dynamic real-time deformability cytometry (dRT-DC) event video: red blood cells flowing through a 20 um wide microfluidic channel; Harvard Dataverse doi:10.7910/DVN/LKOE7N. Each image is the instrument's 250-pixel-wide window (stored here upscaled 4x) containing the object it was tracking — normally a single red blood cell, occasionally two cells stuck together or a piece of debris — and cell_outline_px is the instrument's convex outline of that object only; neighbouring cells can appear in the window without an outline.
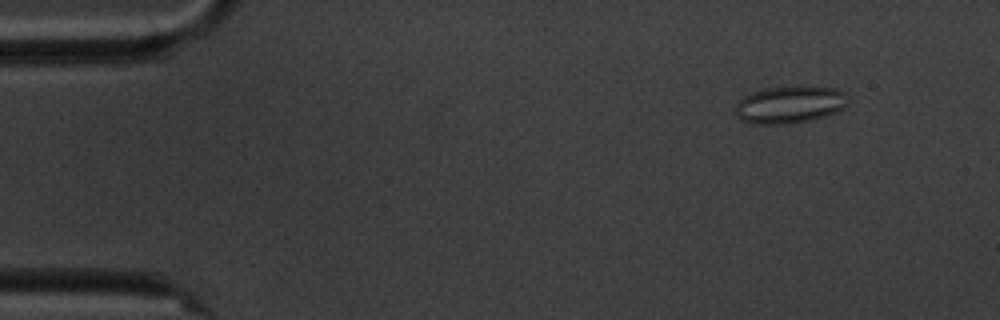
{"species": "common noctule bat (a hibernating species)", "species_latin": "Nyctalus noctula", "temperature_condition": "cold", "stored_images_in_passage": 4, "camera_frame_rate_fps": 3000, "um_per_image_px": 0.085, "animal": {"sex": "male", "body_mass_g": 20.1, "forearm_length_mm": 53.5}, "frame": {"image": 1, "passage_image": 1, "time_ms": 0.0, "image_size_px": [1000, 320], "cell_outline_px": [[852, 100], [844, 108], [836, 112], [812, 120], [788, 124], [756, 124], [740, 120], [732, 112], [736, 104], [744, 96], [752, 92], [764, 88], [836, 88], [848, 92]], "centroid_in_image_um": [67.15, 8.92], "position_along_channel_um": 17.8, "area_um2": 24.62}}